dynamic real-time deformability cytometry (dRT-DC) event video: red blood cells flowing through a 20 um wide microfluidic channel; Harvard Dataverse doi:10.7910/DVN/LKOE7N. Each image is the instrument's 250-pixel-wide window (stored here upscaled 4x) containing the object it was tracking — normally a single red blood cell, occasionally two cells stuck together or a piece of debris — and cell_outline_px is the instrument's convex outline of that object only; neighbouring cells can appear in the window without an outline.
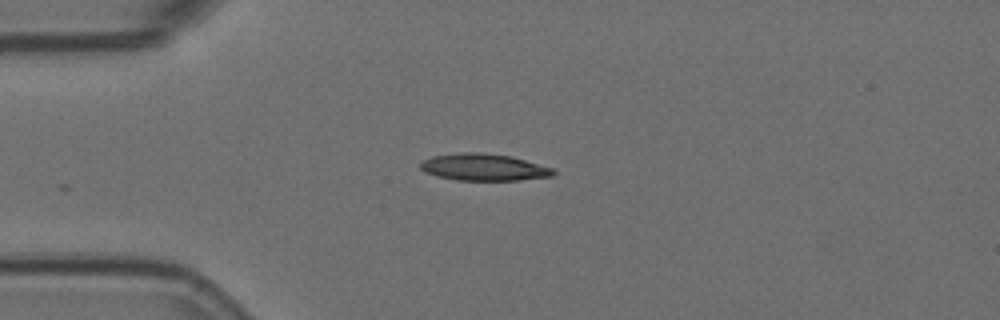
{"species": "Egyptian fruit bat (a non-hibernating species)", "species_latin": "Rousettus aegyptiacus", "temperature_condition": "room temperature", "stored_images_in_passage": 15, "camera_frame_rate_fps": 3000, "um_per_image_px": 0.085, "animal": {"sex": "female"}, "frame": {"image": 1, "passage_image": 1, "time_ms": 0.0, "image_size_px": [1000, 320], "cell_outline_px": [[556, 172], [552, 176], [520, 180], [456, 180], [436, 176], [420, 168], [420, 164], [424, 160], [432, 156], [460, 152], [480, 152], [512, 156], [552, 168]], "centroid_in_image_um": [41.13, 14.21], "position_along_channel_um": 43.9, "area_um2": 20.75}}
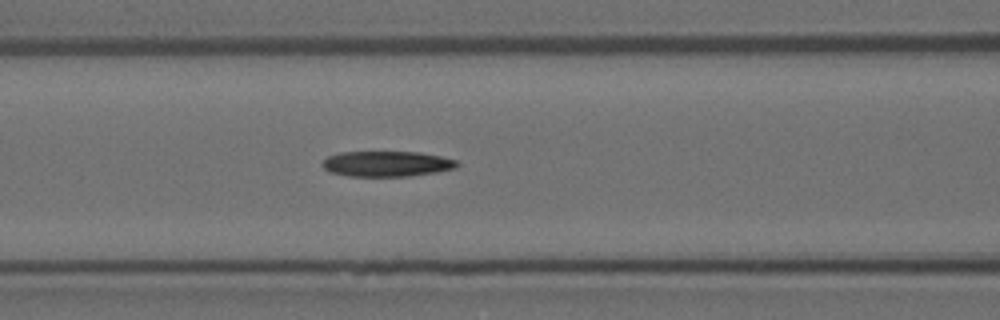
{"frame": {"image": 2, "passage_image": 10, "time_ms": 3.0, "image_size_px": [1000, 320], "cell_outline_px": [[460, 164], [456, 168], [436, 172], [412, 176], [348, 176], [328, 172], [324, 168], [324, 160], [328, 156], [340, 152], [420, 152], [440, 156], [456, 160]], "centroid_in_image_um": [32.9, 13.93], "position_along_channel_um": 133.7, "area_um2": 20.0}}
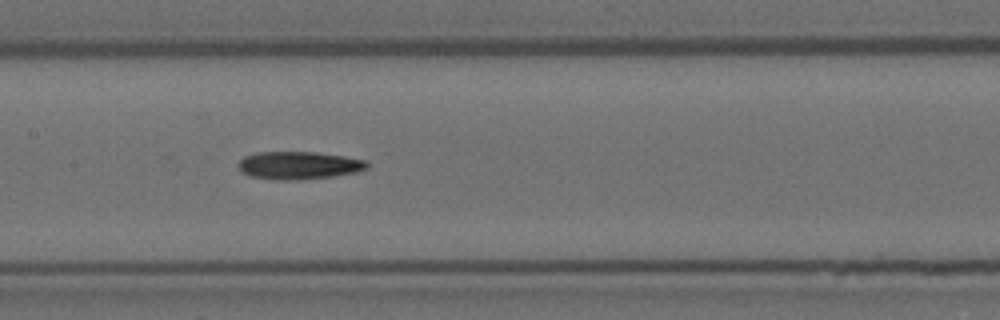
{"frame": {"image": 3, "passage_image": 14, "time_ms": 4.333, "image_size_px": [1000, 320], "cell_outline_px": [[368, 168], [356, 172], [332, 176], [296, 180], [276, 180], [252, 176], [240, 172], [236, 164], [244, 156], [256, 152], [316, 152], [344, 156], [368, 160]], "centroid_in_image_um": [25.37, 14.05], "position_along_channel_um": 182.0, "area_um2": 20.98}}